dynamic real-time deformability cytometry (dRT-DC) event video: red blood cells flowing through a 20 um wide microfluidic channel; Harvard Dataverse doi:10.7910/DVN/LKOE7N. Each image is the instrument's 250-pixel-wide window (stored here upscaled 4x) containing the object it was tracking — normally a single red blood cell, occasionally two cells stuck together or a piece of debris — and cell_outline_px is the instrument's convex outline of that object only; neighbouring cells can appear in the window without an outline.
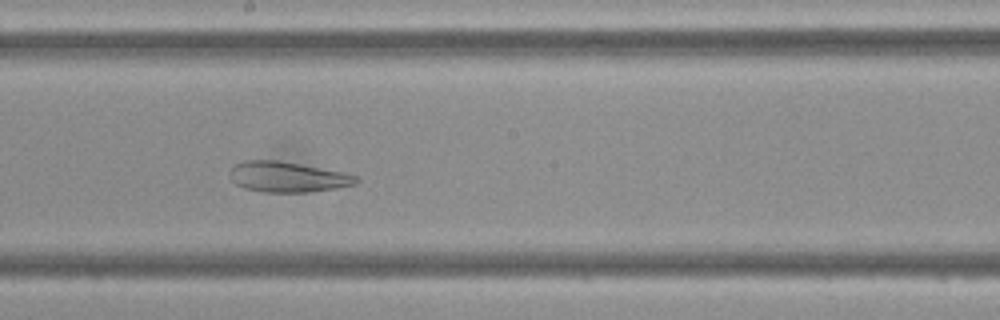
{"species": "Egyptian fruit bat (a non-hibernating species)", "species_latin": "Rousettus aegyptiacus", "temperature_condition": "cold", "stored_images_in_passage": 46, "camera_frame_rate_fps": 3000, "um_per_image_px": 0.085, "frame": {"image": 1, "passage_image": 24, "time_ms": 7.667, "image_size_px": [1000, 320], "cell_outline_px": [[360, 180], [356, 184], [340, 188], [308, 192], [264, 192], [244, 188], [236, 184], [232, 180], [228, 172], [236, 164], [244, 160], [280, 160], [340, 172], [356, 176]], "centroid_in_image_um": [24.43, 15.04], "position_along_channel_um": 223.8, "area_um2": 22.37}}
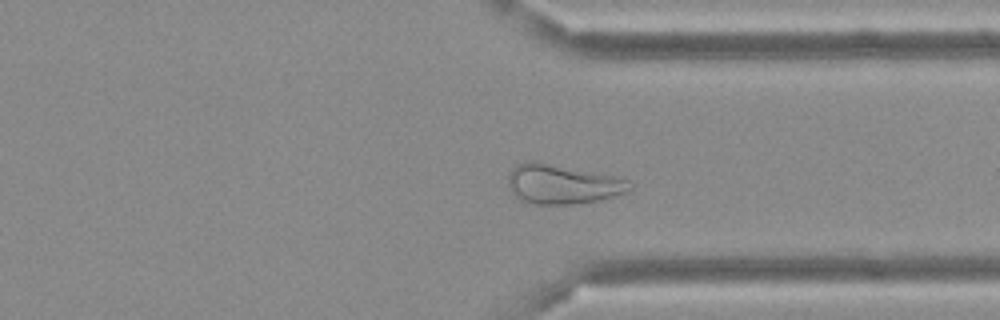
{"frame": {"image": 2, "passage_image": 34, "time_ms": 11.0, "image_size_px": [1000, 320], "cell_outline_px": [[632, 188], [616, 196], [600, 200], [576, 204], [524, 204], [512, 192], [508, 184], [508, 172], [516, 164], [528, 160], [536, 160], [612, 176], [628, 180]], "centroid_in_image_um": [47.73, 15.65], "position_along_channel_um": 363.7, "area_um2": 28.21}}
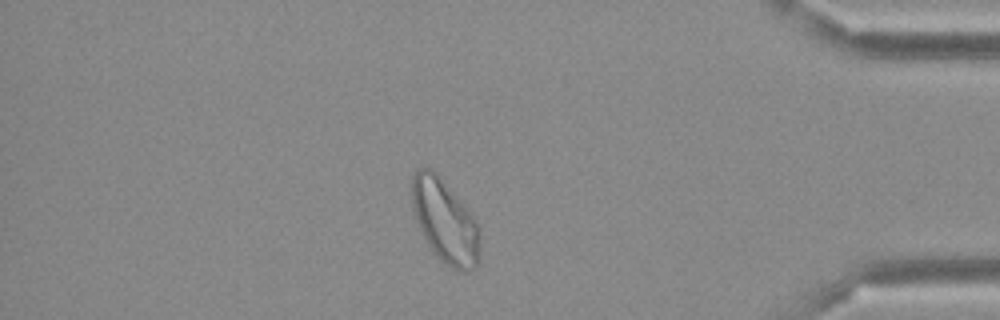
{"frame": {"image": 3, "passage_image": 39, "time_ms": 12.667, "image_size_px": [1000, 320], "cell_outline_px": [[480, 260], [476, 268], [468, 272], [460, 272], [452, 268], [424, 240], [412, 204], [412, 176], [416, 168], [432, 168], [440, 176], [464, 204], [476, 220], [480, 228]], "centroid_in_image_um": [37.87, 18.79], "position_along_channel_um": 397.3, "area_um2": 33.06}}